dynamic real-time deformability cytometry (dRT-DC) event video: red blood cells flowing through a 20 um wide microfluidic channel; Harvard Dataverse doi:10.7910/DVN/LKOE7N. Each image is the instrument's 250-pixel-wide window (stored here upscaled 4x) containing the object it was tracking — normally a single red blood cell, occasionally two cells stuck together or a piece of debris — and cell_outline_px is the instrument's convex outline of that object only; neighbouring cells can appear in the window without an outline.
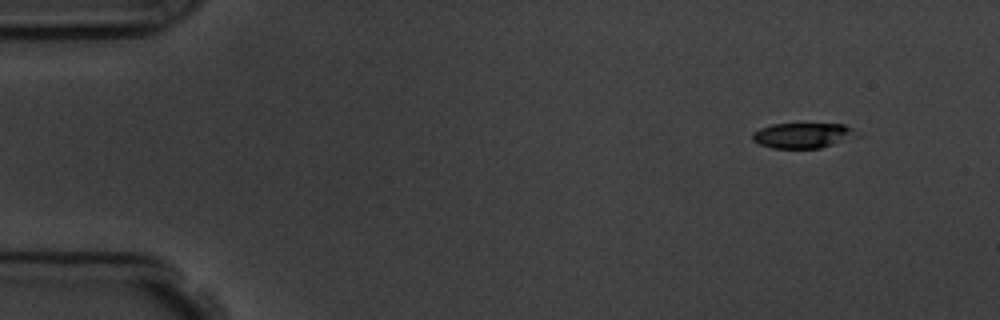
{"species": "common noctule bat (a hibernating species)", "species_latin": "Nyctalus noctula", "temperature_condition": "room temperature", "stored_images_in_passage": 6, "segment_of_instrument_passage": [2, 2], "camera_frame_rate_fps": 3000, "um_per_image_px": 0.085, "animal": {"sex": "male", "body_mass_g": 19.5, "forearm_length_mm": 54.6}, "frame": {"image": 1, "passage_image": 6, "time_ms": 5.667, "image_size_px": [1000, 320], "cell_outline_px": [[860, 136], [820, 148], [772, 148], [760, 144], [752, 140], [752, 132], [760, 128], [772, 124], [844, 124], [860, 132]], "centroid_in_image_um": [68.27, 11.51], "position_along_channel_um": 16.7, "area_um2": 15.49}}